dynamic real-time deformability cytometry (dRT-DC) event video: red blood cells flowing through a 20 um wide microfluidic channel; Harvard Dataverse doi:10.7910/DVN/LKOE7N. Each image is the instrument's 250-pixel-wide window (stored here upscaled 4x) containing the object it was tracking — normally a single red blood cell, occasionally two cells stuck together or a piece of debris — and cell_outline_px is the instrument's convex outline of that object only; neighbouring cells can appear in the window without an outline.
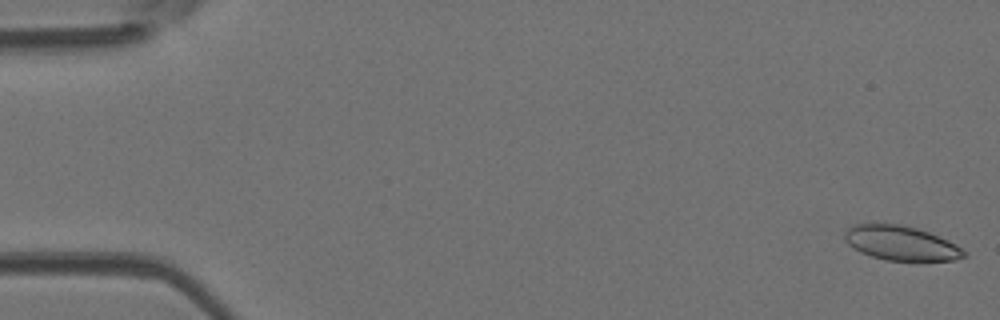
{"species": "Egyptian fruit bat (a non-hibernating species)", "species_latin": "Rousettus aegyptiacus", "temperature_condition": "room temperature", "stored_images_in_passage": 52, "camera_frame_rate_fps": 3000, "um_per_image_px": 0.085, "animal": {"sex": "female"}, "frame": {"image": 1, "passage_image": 1, "time_ms": 0.0, "image_size_px": [1000, 320], "cell_outline_px": [[968, 256], [956, 260], [888, 260], [872, 256], [860, 252], [848, 244], [844, 240], [844, 232], [852, 224], [900, 224], [916, 228], [928, 232], [948, 240], [956, 244], [968, 252]], "centroid_in_image_um": [76.6, 20.66], "position_along_channel_um": 8.4, "area_um2": 23.93}}
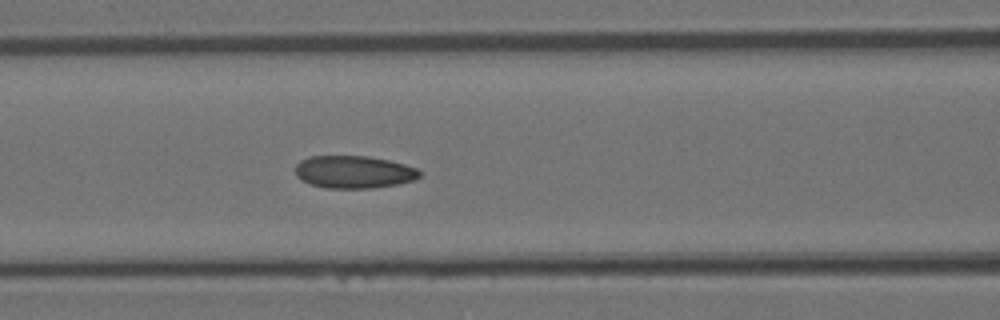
{"frame": {"image": 2, "passage_image": 22, "time_ms": 7.0, "image_size_px": [1000, 320], "cell_outline_px": [[420, 176], [416, 180], [400, 184], [372, 188], [324, 188], [300, 180], [296, 176], [296, 164], [300, 160], [308, 156], [368, 156], [388, 160], [404, 164], [416, 168], [420, 172]], "centroid_in_image_um": [30.07, 14.62], "position_along_channel_um": 136.5, "area_um2": 23.76}}
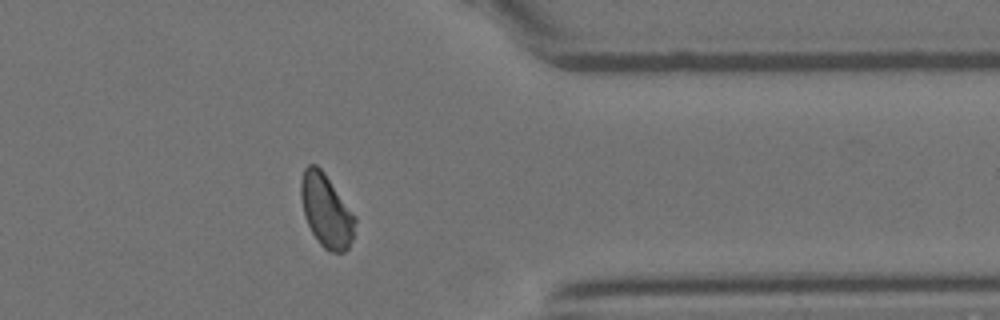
{"frame": {"image": 3, "passage_image": 42, "time_ms": 13.667, "image_size_px": [1000, 320], "cell_outline_px": [[356, 220], [352, 240], [348, 248], [344, 252], [332, 252], [324, 248], [320, 244], [312, 232], [304, 216], [300, 196], [300, 180], [304, 168], [308, 164], [316, 164], [324, 172], [356, 216]], "centroid_in_image_um": [27.72, 17.89], "position_along_channel_um": 383.7, "area_um2": 23.12}, "authors_computed_cell_mechanics": {"area_um2": 23.6402, "velocity_mm_per_s": 3.8921, "shape_relaxation_time_tau1_ms": 9.9742, "shape_relaxation_time_tau2_ms": 1.3211, "deformation_change_tau1": 0.1646, "deformation_change_tau2": 0.0453}}